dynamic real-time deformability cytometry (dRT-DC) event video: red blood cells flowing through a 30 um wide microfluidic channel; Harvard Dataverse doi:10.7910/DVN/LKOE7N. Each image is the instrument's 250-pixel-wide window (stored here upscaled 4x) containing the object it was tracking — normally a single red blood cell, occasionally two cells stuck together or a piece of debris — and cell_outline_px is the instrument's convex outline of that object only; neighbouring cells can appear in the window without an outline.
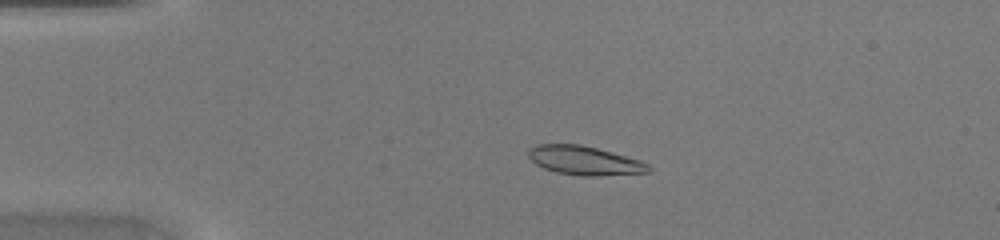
{"species": "common noctule bat (a hibernating species)", "species_latin": "Nyctalus noctula", "temperature_condition": "warm", "stored_images_in_passage": 48, "camera_frame_rate_fps": 3000, "um_per_image_px": 0.085, "animal": {"sex": "female", "body_mass_g": 20.0, "forearm_length_mm": 54.0}, "frame": {"image": 1, "passage_image": 11, "time_ms": 3.333, "image_size_px": [1000, 240], "cell_outline_px": [[652, 168], [648, 172], [600, 176], [580, 176], [556, 172], [544, 168], [536, 164], [528, 156], [528, 152], [536, 144], [580, 144], [596, 148], [640, 160], [648, 164]], "centroid_in_image_um": [49.68, 13.65], "position_along_channel_um": 35.3, "area_um2": 20.11}}
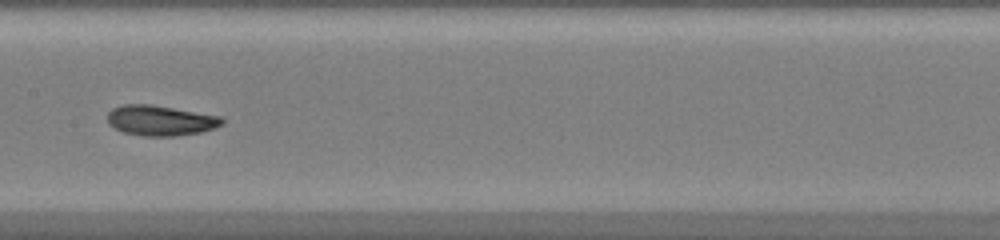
{"frame": {"image": 2, "passage_image": 25, "time_ms": 8.0, "image_size_px": [1000, 240], "cell_outline_px": [[224, 124], [216, 128], [200, 132], [176, 136], [144, 136], [124, 132], [108, 124], [108, 112], [112, 108], [124, 104], [148, 104], [220, 116], [224, 120]], "centroid_in_image_um": [13.64, 10.24], "position_along_channel_um": 193.8, "area_um2": 20.11}}
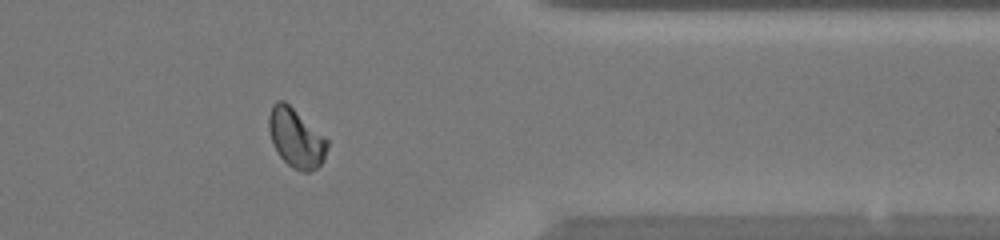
{"frame": {"image": 3, "passage_image": 39, "time_ms": 12.667, "image_size_px": [1000, 240], "cell_outline_px": [[328, 144], [324, 160], [316, 168], [308, 172], [300, 172], [292, 168], [280, 156], [272, 140], [268, 128], [268, 116], [272, 104], [276, 100], [284, 100], [324, 136], [328, 140]], "centroid_in_image_um": [25.15, 11.73], "position_along_channel_um": 386.2, "area_um2": 19.94}}